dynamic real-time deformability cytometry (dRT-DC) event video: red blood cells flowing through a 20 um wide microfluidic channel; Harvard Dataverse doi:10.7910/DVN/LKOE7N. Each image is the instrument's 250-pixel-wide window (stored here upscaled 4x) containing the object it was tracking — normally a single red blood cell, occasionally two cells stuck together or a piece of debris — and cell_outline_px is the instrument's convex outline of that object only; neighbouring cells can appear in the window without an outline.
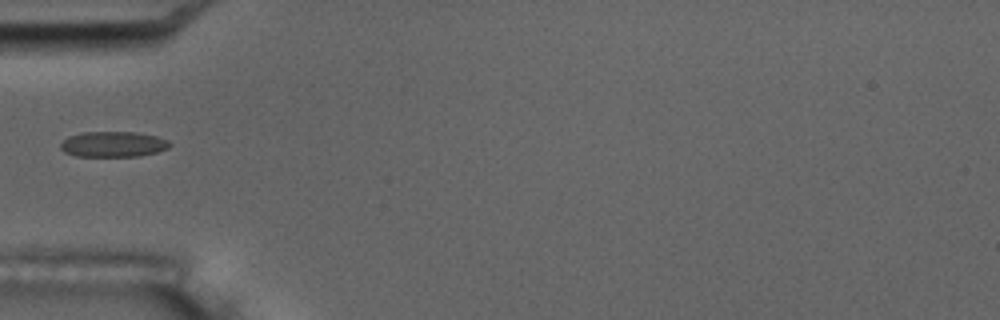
{"species": "common noctule bat (a hibernating species)", "species_latin": "Nyctalus noctula", "temperature_condition": "room temperature", "stored_images_in_passage": 16, "camera_frame_rate_fps": 3000, "um_per_image_px": 0.085, "animal": {"sex": "male", "body_mass_g": 17.5, "forearm_length_mm": 52.3}, "frame": {"image": 1, "passage_image": 5, "time_ms": 4.667, "image_size_px": [1000, 320], "cell_outline_px": [[172, 144], [168, 148], [156, 152], [140, 156], [76, 156], [64, 152], [60, 148], [60, 144], [68, 136], [84, 132], [136, 132], [156, 136], [168, 140]], "centroid_in_image_um": [9.62, 12.26], "position_along_channel_um": 75.4, "area_um2": 16.24}}
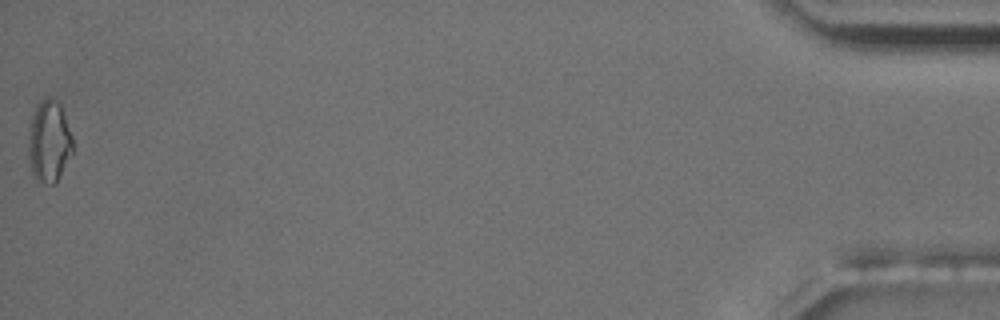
{"frame": {"image": 2, "passage_image": 16, "time_ms": 17.333, "image_size_px": [1000, 320], "cell_outline_px": [[72, 152], [56, 184], [52, 184], [36, 180], [32, 172], [28, 156], [28, 132], [32, 112], [36, 104], [40, 100], [48, 96], [56, 100], [60, 104], [72, 136]], "centroid_in_image_um": [4.14, 11.99], "position_along_channel_um": 431.1, "area_um2": 21.33}, "authors_computed_cell_mechanics": {"area_um2": 16.2129, "velocity_mm_per_s": 3.5705, "shape_relaxation_time_tau1_ms": null, "shape_relaxation_time_tau2_ms": 2.0524, "deformation_change_tau1": null, "deformation_change_tau2": 0.0985}}